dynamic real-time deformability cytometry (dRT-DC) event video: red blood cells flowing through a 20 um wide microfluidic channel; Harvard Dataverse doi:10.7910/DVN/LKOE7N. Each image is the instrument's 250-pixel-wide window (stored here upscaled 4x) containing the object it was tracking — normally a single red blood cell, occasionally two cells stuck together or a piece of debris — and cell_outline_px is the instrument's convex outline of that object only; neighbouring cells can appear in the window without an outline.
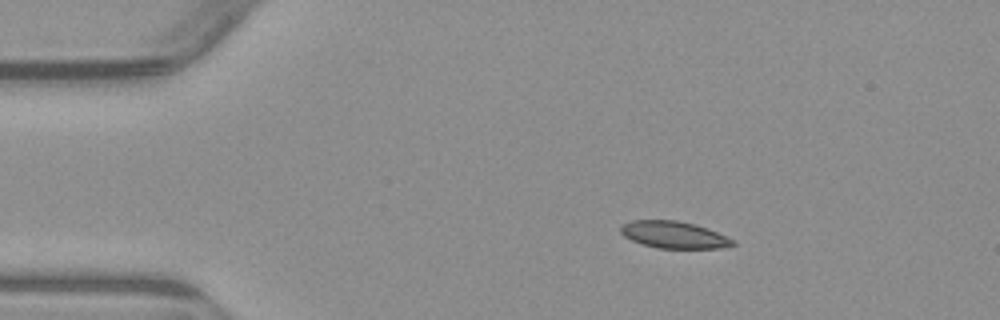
{"species": "common noctule bat (a hibernating species)", "species_latin": "Nyctalus noctula", "temperature_condition": "warm", "stored_images_in_passage": 4, "camera_frame_rate_fps": 3000, "um_per_image_px": 0.085, "animal": {"sex": "male", "body_mass_g": 23.1, "forearm_length_mm": 52.7}, "frame": {"image": 1, "passage_image": 1, "time_ms": 0.0, "image_size_px": [1000, 320], "cell_outline_px": [[736, 244], [720, 248], [656, 248], [632, 240], [624, 236], [620, 232], [620, 228], [624, 224], [632, 220], [676, 220], [696, 224], [708, 228], [736, 240]], "centroid_in_image_um": [57.32, 19.95], "position_along_channel_um": 27.7, "area_um2": 17.63}}
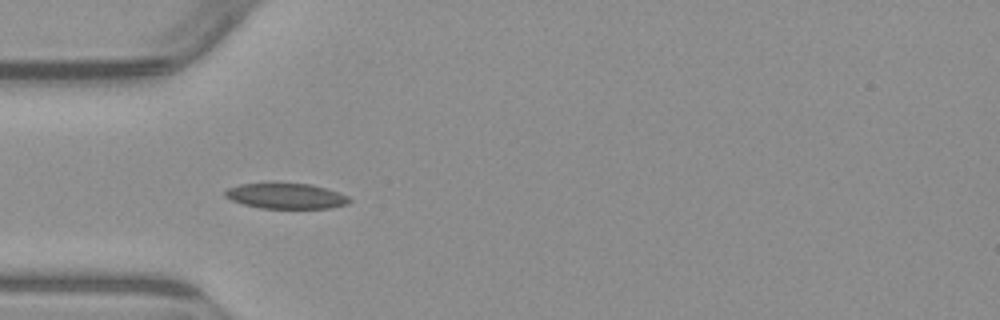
{"frame": {"image": 2, "passage_image": 3, "time_ms": 2.333, "image_size_px": [1000, 320], "cell_outline_px": [[352, 200], [348, 204], [332, 208], [260, 208], [244, 204], [232, 200], [224, 196], [224, 192], [228, 188], [240, 184], [272, 180], [312, 184], [340, 192], [348, 196]], "centroid_in_image_um": [24.31, 16.61], "position_along_channel_um": 60.7, "area_um2": 19.36}}
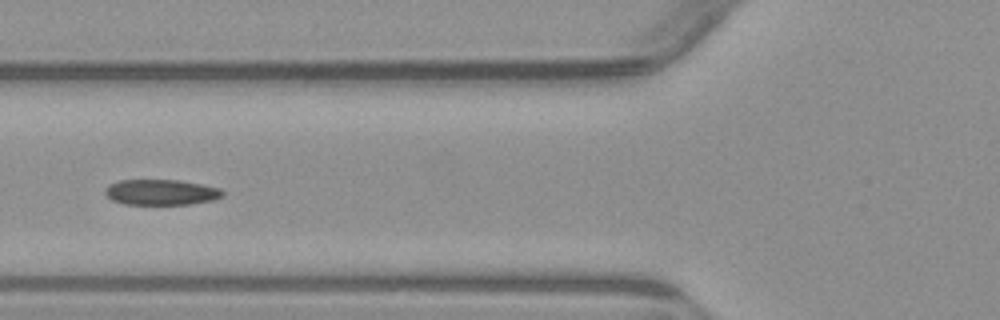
{"frame": {"image": 3, "passage_image": 4, "time_ms": 3.667, "image_size_px": [1000, 320], "cell_outline_px": [[224, 196], [212, 200], [188, 204], [124, 204], [112, 200], [104, 192], [104, 188], [108, 184], [120, 180], [180, 180], [220, 188], [224, 192]], "centroid_in_image_um": [13.67, 16.33], "position_along_channel_um": 112.1, "area_um2": 17.51}}